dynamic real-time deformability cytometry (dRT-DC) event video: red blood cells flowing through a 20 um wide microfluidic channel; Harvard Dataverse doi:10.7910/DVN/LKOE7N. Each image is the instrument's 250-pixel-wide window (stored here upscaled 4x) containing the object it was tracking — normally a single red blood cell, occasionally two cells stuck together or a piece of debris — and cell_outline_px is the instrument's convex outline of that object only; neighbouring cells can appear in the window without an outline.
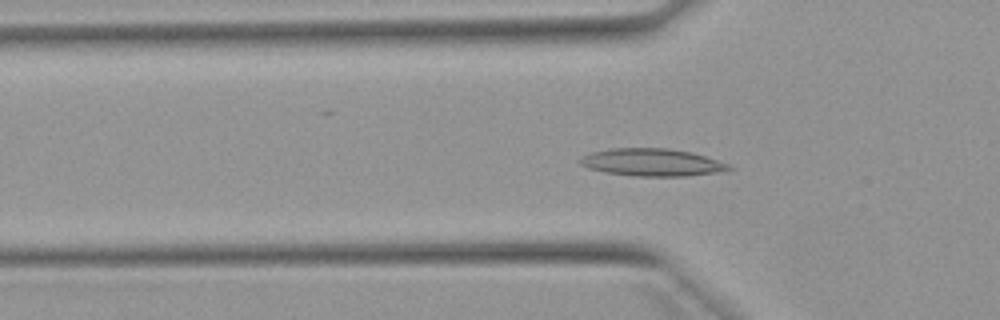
{"species": "Egyptian fruit bat (a non-hibernating species)", "species_latin": "Rousettus aegyptiacus", "temperature_condition": "warm", "stored_images_in_passage": 52, "camera_frame_rate_fps": 3000, "um_per_image_px": 0.085, "animal": {"sex": "female"}, "frame": {"image": 1, "passage_image": 17, "time_ms": 5.333, "image_size_px": [1000, 320], "cell_outline_px": [[736, 168], [728, 172], [688, 176], [632, 176], [604, 172], [588, 168], [580, 164], [580, 160], [584, 156], [592, 152], [612, 148], [668, 148], [692, 152], [728, 164]], "centroid_in_image_um": [55.5, 13.81], "position_along_channel_um": 70.3, "area_um2": 24.04}}
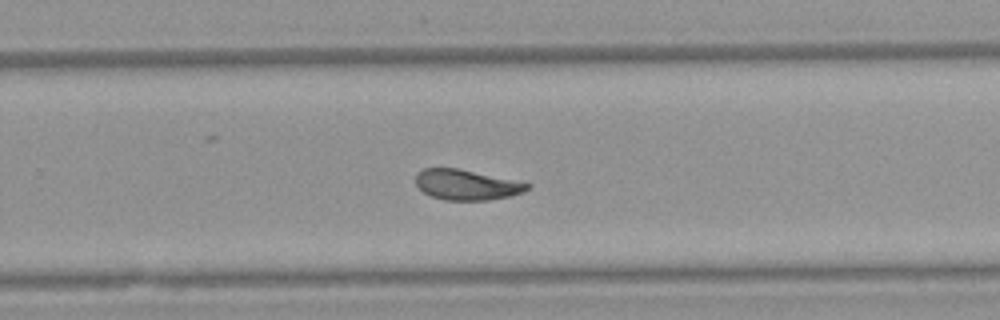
{"frame": {"image": 2, "passage_image": 34, "time_ms": 11.0, "image_size_px": [1000, 320], "cell_outline_px": [[532, 184], [524, 192], [512, 196], [488, 200], [444, 200], [432, 196], [424, 192], [416, 184], [416, 172], [424, 168], [460, 168]], "centroid_in_image_um": [39.66, 15.7], "position_along_channel_um": 290.1, "area_um2": 19.77}}
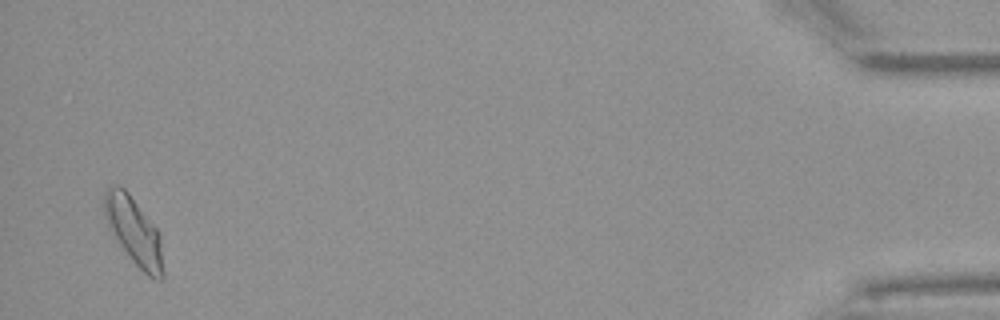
{"frame": {"image": 3, "passage_image": 51, "time_ms": 16.667, "image_size_px": [1000, 320], "cell_outline_px": [[164, 276], [160, 280], [152, 280], [132, 260], [120, 244], [104, 216], [104, 188], [112, 184], [120, 184], [128, 192], [160, 232], [164, 272]], "centroid_in_image_um": [11.41, 19.62], "position_along_channel_um": 423.8, "area_um2": 23.12}, "authors_computed_cell_mechanics": {"area_um2": 20.9525, "velocity_mm_per_s": 3.8877, "shape_relaxation_time_tau1_ms": 5.9693, "shape_relaxation_time_tau2_ms": 1.6932, "deformation_change_tau1": 0.1685, "deformation_change_tau2": 0.0832}}